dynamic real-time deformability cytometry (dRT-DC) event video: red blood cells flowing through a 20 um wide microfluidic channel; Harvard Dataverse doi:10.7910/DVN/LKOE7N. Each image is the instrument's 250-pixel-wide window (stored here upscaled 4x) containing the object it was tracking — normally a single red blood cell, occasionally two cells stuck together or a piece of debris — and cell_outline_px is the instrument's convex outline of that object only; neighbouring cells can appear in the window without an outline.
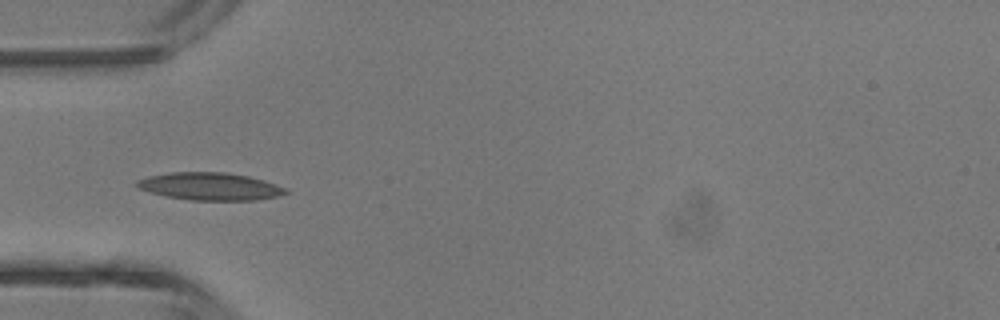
{"species": "common noctule bat (a hibernating species)", "species_latin": "Nyctalus noctula", "temperature_condition": "room temperature", "stored_images_in_passage": 5, "camera_frame_rate_fps": 3000, "um_per_image_px": 0.085, "animal": {"sex": "male", "body_mass_g": 13.3}, "frame": {"image": 1, "passage_image": 5, "time_ms": 4.667, "image_size_px": [1000, 320], "cell_outline_px": [[292, 192], [280, 196], [256, 200], [192, 200], [164, 196], [148, 192], [136, 188], [136, 180], [148, 176], [172, 172], [224, 172], [248, 176], [264, 180], [284, 188]], "centroid_in_image_um": [17.83, 15.85], "position_along_channel_um": 67.2, "area_um2": 24.04}}